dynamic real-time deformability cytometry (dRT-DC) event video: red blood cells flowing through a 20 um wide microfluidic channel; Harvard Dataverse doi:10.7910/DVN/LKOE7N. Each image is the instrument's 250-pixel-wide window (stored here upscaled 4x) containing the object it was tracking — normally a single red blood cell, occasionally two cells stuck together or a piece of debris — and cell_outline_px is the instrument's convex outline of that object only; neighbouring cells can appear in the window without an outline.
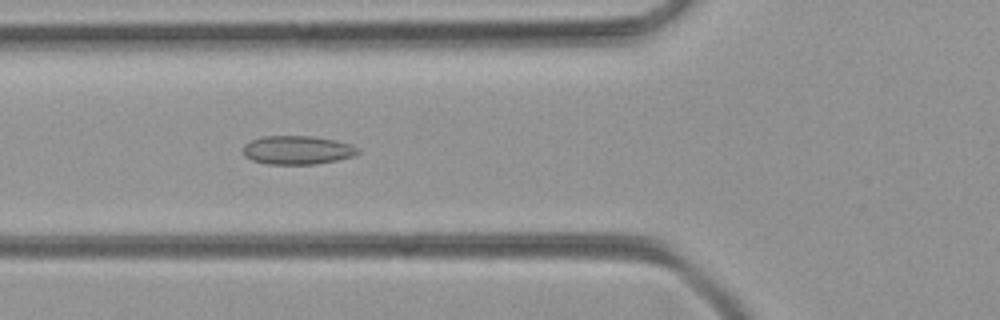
{"species": "common noctule bat (a hibernating species)", "species_latin": "Nyctalus noctula", "temperature_condition": "room temperature", "stored_images_in_passage": 39, "camera_frame_rate_fps": 3000, "um_per_image_px": 0.085, "animal": {"sex": "female", "body_mass_g": 21.9}, "frame": {"image": 1, "passage_image": 10, "time_ms": 3.0, "image_size_px": [1000, 320], "cell_outline_px": [[360, 152], [352, 156], [336, 160], [316, 164], [268, 164], [252, 160], [244, 156], [244, 144], [252, 140], [264, 136], [312, 136], [336, 140], [352, 144], [360, 148]], "centroid_in_image_um": [25.3, 12.75], "position_along_channel_um": 100.5, "area_um2": 19.19}}
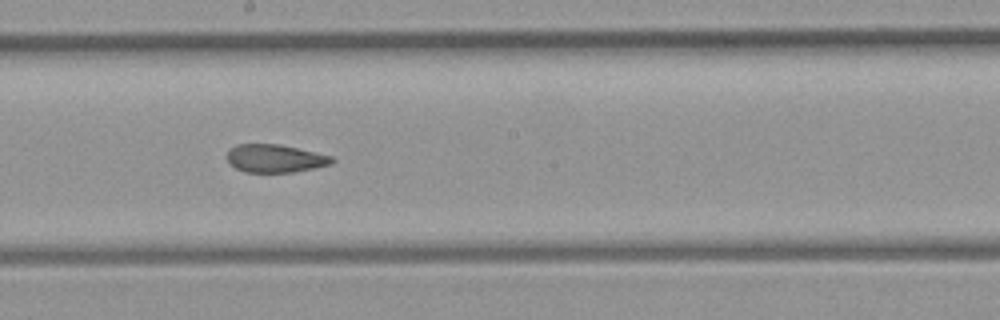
{"frame": {"image": 2, "passage_image": 19, "time_ms": 6.0, "image_size_px": [1000, 320], "cell_outline_px": [[336, 160], [328, 164], [312, 168], [292, 172], [244, 172], [236, 168], [228, 160], [228, 152], [236, 144], [280, 144], [332, 156]], "centroid_in_image_um": [23.38, 13.46], "position_along_channel_um": 224.8, "area_um2": 16.82}}
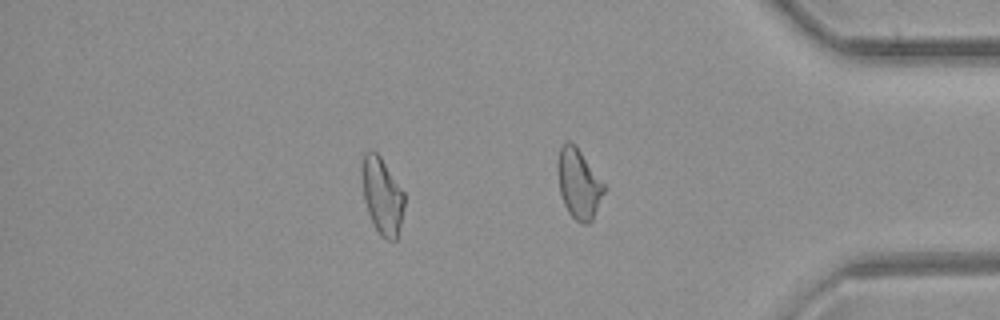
{"frame": {"image": 3, "passage_image": 32, "time_ms": 10.333, "image_size_px": [1000, 320], "cell_outline_px": [[404, 204], [400, 224], [396, 240], [388, 240], [380, 236], [368, 212], [364, 200], [360, 176], [360, 168], [364, 152], [372, 148], [380, 156], [404, 192]], "centroid_in_image_um": [32.44, 16.58], "position_along_channel_um": 402.8, "area_um2": 19.07}}